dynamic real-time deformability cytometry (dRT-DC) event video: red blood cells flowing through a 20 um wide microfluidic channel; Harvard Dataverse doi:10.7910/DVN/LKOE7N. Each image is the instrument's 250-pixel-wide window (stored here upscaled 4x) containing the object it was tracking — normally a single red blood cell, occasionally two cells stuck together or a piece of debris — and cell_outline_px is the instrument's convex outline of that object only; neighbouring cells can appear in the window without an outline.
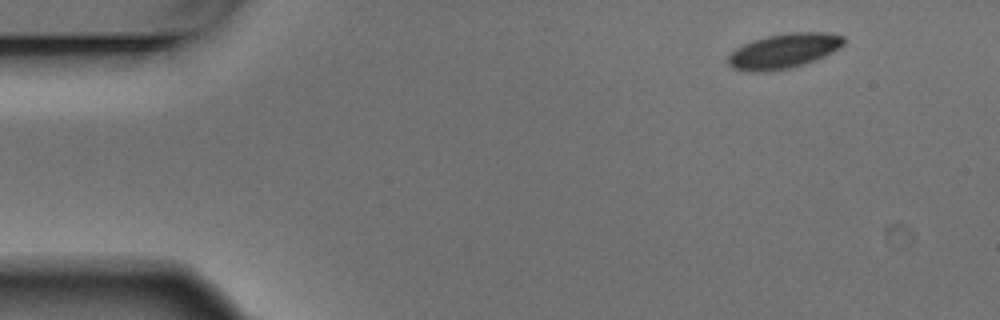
{"species": "Egyptian fruit bat (a non-hibernating species)", "species_latin": "Rousettus aegyptiacus", "temperature_condition": "warm", "stored_images_in_passage": 5, "camera_frame_rate_fps": 3000, "um_per_image_px": 0.085, "animal": {"sex": "male"}, "frame": {"image": 1, "passage_image": 1, "time_ms": 0.0, "image_size_px": [1000, 320], "cell_outline_px": [[844, 44], [840, 48], [824, 56], [804, 64], [788, 68], [768, 72], [748, 72], [732, 68], [728, 64], [728, 56], [736, 48], [752, 40], [768, 36], [788, 32], [828, 32], [844, 36]], "centroid_in_image_um": [66.62, 4.33], "position_along_channel_um": 18.4, "area_um2": 23.58}}
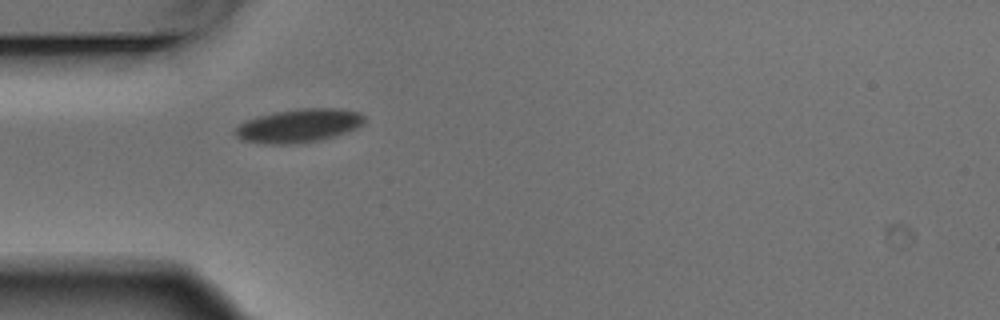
{"frame": {"image": 2, "passage_image": 4, "time_ms": 1.0, "image_size_px": [1000, 320], "cell_outline_px": [[364, 124], [356, 128], [332, 136], [316, 140], [296, 144], [260, 144], [244, 140], [236, 136], [236, 128], [244, 120], [256, 116], [276, 112], [300, 108], [340, 108], [360, 112], [364, 116]], "centroid_in_image_um": [25.38, 10.67], "position_along_channel_um": 59.6, "area_um2": 25.14}}
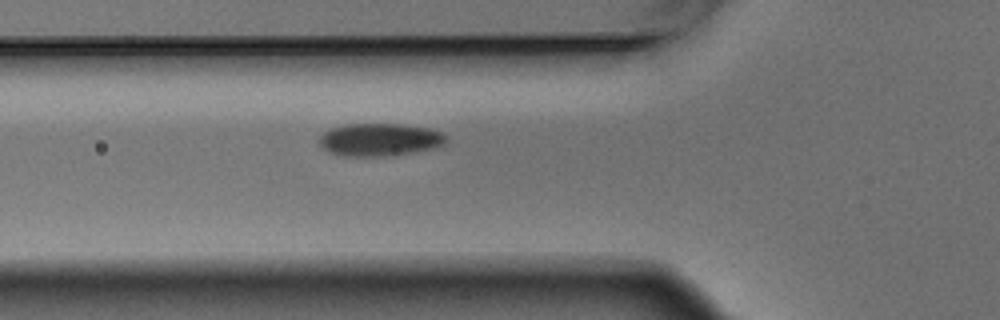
{"frame": {"image": 3, "passage_image": 5, "time_ms": 1.333, "image_size_px": [1000, 320], "cell_outline_px": [[448, 140], [444, 144], [432, 148], [392, 156], [344, 156], [328, 152], [320, 144], [320, 136], [324, 132], [332, 128], [344, 124], [400, 124], [428, 128], [440, 132], [448, 136]], "centroid_in_image_um": [32.28, 11.87], "position_along_channel_um": 93.5, "area_um2": 24.16}}